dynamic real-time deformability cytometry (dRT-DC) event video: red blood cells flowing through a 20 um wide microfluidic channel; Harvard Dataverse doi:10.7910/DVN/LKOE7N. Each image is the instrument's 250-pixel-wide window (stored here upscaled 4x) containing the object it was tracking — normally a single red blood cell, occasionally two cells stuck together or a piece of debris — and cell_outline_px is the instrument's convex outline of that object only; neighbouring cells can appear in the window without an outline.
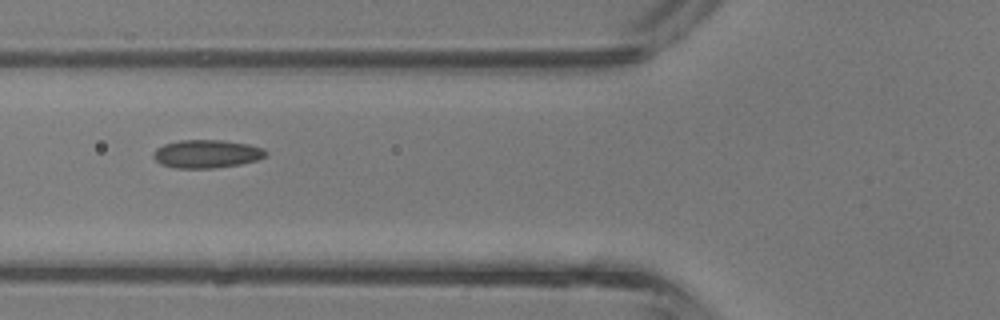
{"species": "common noctule bat (a hibernating species)", "species_latin": "Nyctalus noctula", "temperature_condition": "room temperature", "stored_images_in_passage": 6, "camera_frame_rate_fps": 3000, "um_per_image_px": 0.085, "animal": {"sex": "male", "body_mass_g": 13.3}, "frame": {"image": 1, "passage_image": 5, "time_ms": 1.333, "image_size_px": [1000, 320], "cell_outline_px": [[268, 156], [256, 160], [240, 164], [212, 168], [176, 168], [160, 164], [152, 156], [152, 152], [156, 148], [164, 144], [180, 140], [220, 140], [248, 144], [264, 148], [268, 152]], "centroid_in_image_um": [17.56, 13.07], "position_along_channel_um": 108.2, "area_um2": 18.55}}
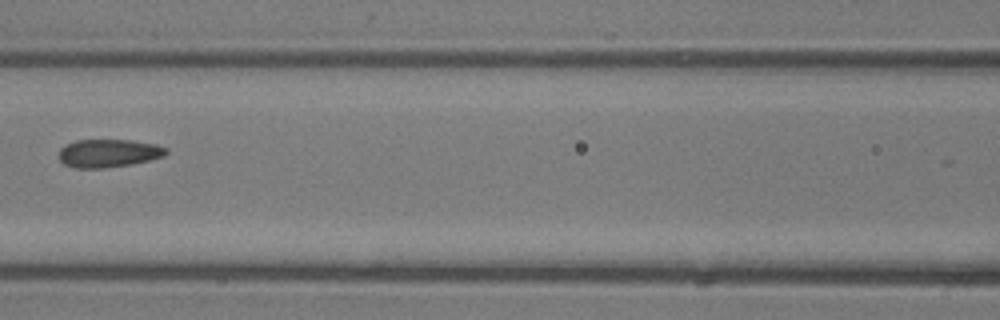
{"frame": {"image": 2, "passage_image": 6, "time_ms": 1.667, "image_size_px": [1000, 320], "cell_outline_px": [[168, 152], [164, 156], [132, 164], [104, 168], [76, 168], [64, 164], [60, 160], [60, 148], [76, 140], [132, 140], [156, 144], [168, 148]], "centroid_in_image_um": [9.25, 13.02], "position_along_channel_um": 157.3, "area_um2": 17.51}}